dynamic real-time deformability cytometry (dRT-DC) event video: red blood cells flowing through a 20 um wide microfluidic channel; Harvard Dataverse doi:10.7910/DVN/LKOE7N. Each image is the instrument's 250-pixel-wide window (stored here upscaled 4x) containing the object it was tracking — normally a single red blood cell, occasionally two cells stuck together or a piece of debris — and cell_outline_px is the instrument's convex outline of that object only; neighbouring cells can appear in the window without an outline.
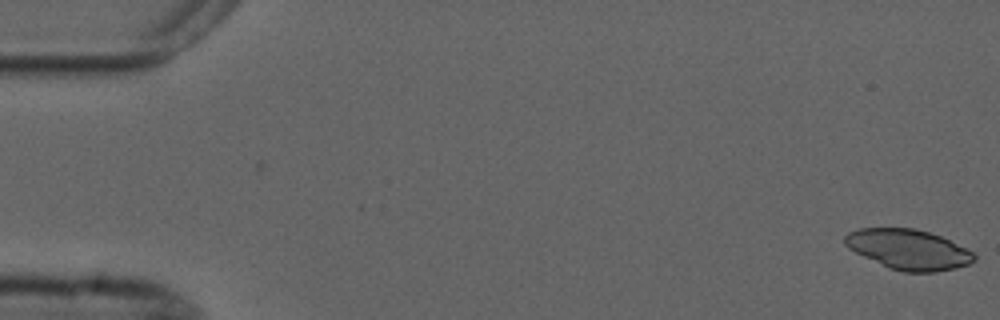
{"species": "common noctule bat (a hibernating species)", "species_latin": "Nyctalus noctula", "temperature_condition": "cold", "stored_images_in_passage": 5, "camera_frame_rate_fps": 3000, "um_per_image_px": 0.085, "animal": {"sex": "male", "forearm_length_mm": 52.5}, "frame": {"image": 1, "passage_image": 1, "time_ms": 0.0, "image_size_px": [1000, 320], "cell_outline_px": [[976, 260], [968, 264], [956, 268], [936, 272], [904, 272], [888, 268], [848, 248], [844, 244], [844, 236], [848, 232], [860, 228], [916, 228], [940, 236], [972, 252], [976, 256]], "centroid_in_image_um": [77.19, 21.2], "position_along_channel_um": 7.8, "area_um2": 30.06}}